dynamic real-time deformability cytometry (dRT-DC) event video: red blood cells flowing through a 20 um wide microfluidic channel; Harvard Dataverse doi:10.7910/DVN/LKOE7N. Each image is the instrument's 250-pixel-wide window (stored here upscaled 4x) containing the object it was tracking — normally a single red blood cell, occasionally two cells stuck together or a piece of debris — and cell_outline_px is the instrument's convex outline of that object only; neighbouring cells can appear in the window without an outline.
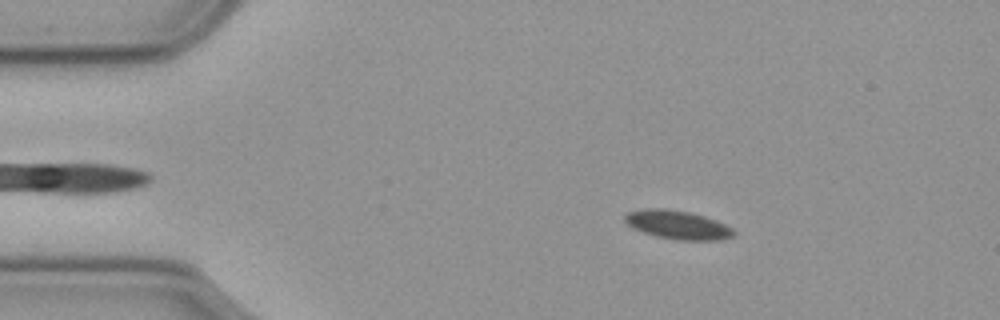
{"species": "common noctule bat (a hibernating species)", "species_latin": "Nyctalus noctula", "temperature_condition": "cold", "stored_images_in_passage": 48, "camera_frame_rate_fps": 3000, "um_per_image_px": 0.085, "animal": {"sex": "male", "body_mass_g": 23.1, "forearm_length_mm": 52.7}, "frame": {"image": 1, "passage_image": 9, "time_ms": 2.667, "image_size_px": [1000, 320], "cell_outline_px": [[736, 232], [732, 236], [720, 240], [676, 240], [656, 236], [632, 228], [624, 220], [624, 216], [628, 212], [644, 208], [664, 208], [688, 212], [704, 216], [716, 220], [732, 228]], "centroid_in_image_um": [57.58, 19.11], "position_along_channel_um": 27.4, "area_um2": 18.15}}
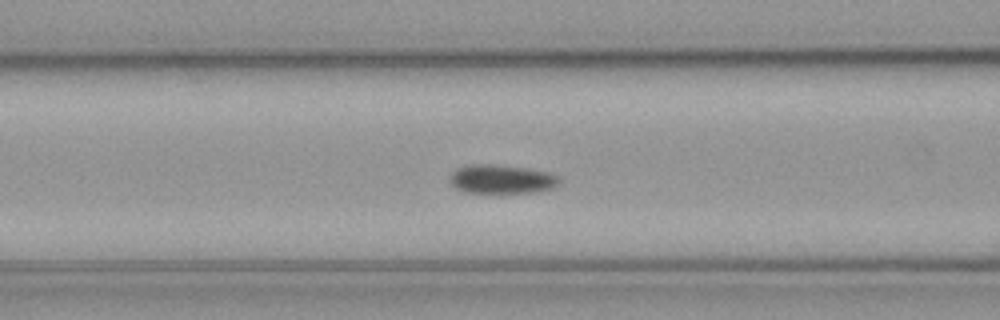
{"frame": {"image": 2, "passage_image": 22, "time_ms": 7.0, "image_size_px": [1000, 320], "cell_outline_px": [[560, 184], [552, 188], [536, 192], [464, 192], [456, 188], [448, 180], [448, 176], [456, 168], [472, 164], [492, 164], [524, 168], [548, 172], [560, 176]], "centroid_in_image_um": [42.62, 15.22], "position_along_channel_um": 124.0, "area_um2": 18.44}}
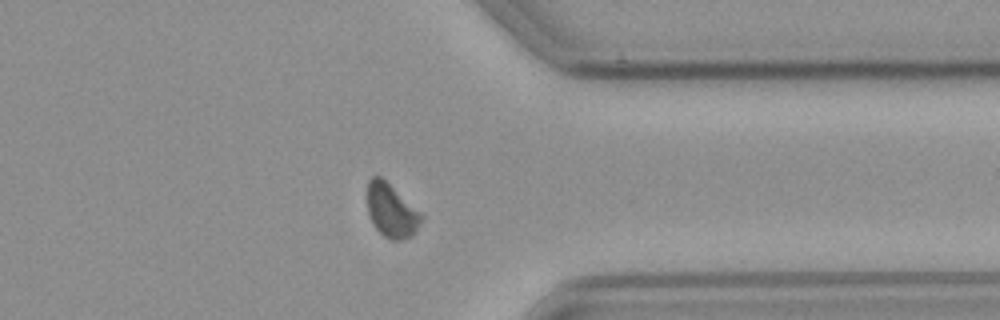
{"frame": {"image": 3, "passage_image": 44, "time_ms": 14.333, "image_size_px": [1000, 320], "cell_outline_px": [[424, 216], [416, 232], [412, 236], [400, 240], [392, 240], [384, 236], [372, 224], [368, 212], [368, 180], [372, 176], [380, 176], [420, 212]], "centroid_in_image_um": [33.27, 17.93], "position_along_channel_um": 378.1, "area_um2": 16.65}}